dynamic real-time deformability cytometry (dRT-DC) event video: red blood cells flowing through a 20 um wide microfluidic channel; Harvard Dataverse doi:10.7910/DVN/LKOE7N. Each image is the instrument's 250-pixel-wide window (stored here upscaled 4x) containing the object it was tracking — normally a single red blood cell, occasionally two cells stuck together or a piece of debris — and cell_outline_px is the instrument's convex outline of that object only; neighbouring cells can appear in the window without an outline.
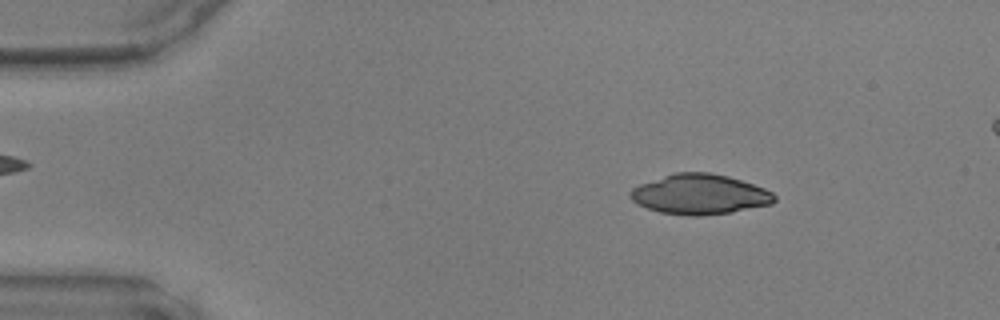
{"species": "common noctule bat (a hibernating species)", "species_latin": "Nyctalus noctula", "temperature_condition": "warm", "stored_images_in_passage": 46, "camera_frame_rate_fps": 3000, "um_per_image_px": 0.085, "animal": {"sex": "male", "body_mass_g": 17.9, "forearm_length_mm": 54.2}, "frame": {"image": 1, "passage_image": 6, "time_ms": 1.667, "image_size_px": [1000, 320], "cell_outline_px": [[776, 200], [772, 204], [732, 212], [700, 216], [688, 216], [660, 212], [636, 204], [632, 200], [628, 192], [632, 188], [640, 184], [676, 172], [708, 172], [728, 176], [764, 188], [772, 192], [776, 196]], "centroid_in_image_um": [59.48, 16.52], "position_along_channel_um": 25.5, "area_um2": 33.64}}